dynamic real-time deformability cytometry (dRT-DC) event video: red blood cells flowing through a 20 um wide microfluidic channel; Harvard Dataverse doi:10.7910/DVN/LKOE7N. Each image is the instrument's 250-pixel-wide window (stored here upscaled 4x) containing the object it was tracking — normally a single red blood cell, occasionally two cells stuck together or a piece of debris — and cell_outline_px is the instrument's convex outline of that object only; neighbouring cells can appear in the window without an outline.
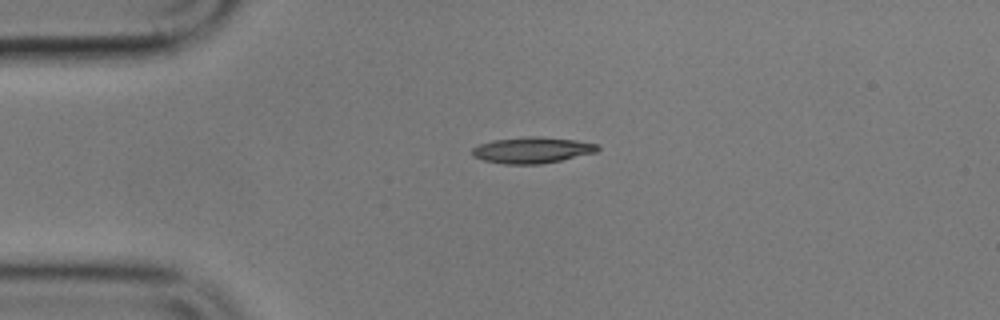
{"species": "common noctule bat (a hibernating species)", "species_latin": "Nyctalus noctula", "temperature_condition": "cold", "stored_images_in_passage": 2, "camera_frame_rate_fps": 3000, "um_per_image_px": 0.085, "animal": {"sex": "male", "body_mass_g": 17.9}, "frame": {"image": 1, "passage_image": 1, "time_ms": 0.0, "image_size_px": [1000, 320], "cell_outline_px": [[600, 148], [596, 152], [560, 160], [540, 164], [504, 164], [484, 160], [472, 156], [472, 148], [480, 144], [492, 140], [528, 136], [540, 136], [576, 140], [600, 144]], "centroid_in_image_um": [45.24, 12.75], "position_along_channel_um": 39.8, "area_um2": 19.13}}